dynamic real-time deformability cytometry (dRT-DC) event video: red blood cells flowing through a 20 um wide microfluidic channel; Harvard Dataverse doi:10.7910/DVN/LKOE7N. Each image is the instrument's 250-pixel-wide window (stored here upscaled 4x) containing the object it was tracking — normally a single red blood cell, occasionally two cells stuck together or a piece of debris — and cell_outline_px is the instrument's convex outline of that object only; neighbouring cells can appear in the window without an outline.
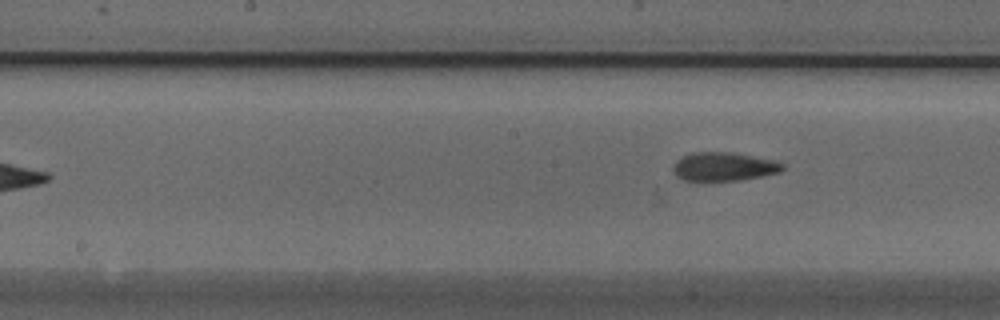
{"species": "Egyptian fruit bat (a non-hibernating species)", "species_latin": "Rousettus aegyptiacus", "temperature_condition": "cold", "stored_images_in_passage": 7, "camera_frame_rate_fps": 3000, "um_per_image_px": 0.085, "animal": {"sex": "male"}, "frame": {"image": 1, "passage_image": 7, "time_ms": 2.0, "image_size_px": [1000, 320], "cell_outline_px": [[784, 168], [780, 172], [740, 180], [684, 180], [676, 176], [672, 172], [672, 168], [676, 160], [692, 152], [732, 152], [776, 160], [784, 164]], "centroid_in_image_um": [61.52, 14.15], "position_along_channel_um": 186.7, "area_um2": 18.26}}